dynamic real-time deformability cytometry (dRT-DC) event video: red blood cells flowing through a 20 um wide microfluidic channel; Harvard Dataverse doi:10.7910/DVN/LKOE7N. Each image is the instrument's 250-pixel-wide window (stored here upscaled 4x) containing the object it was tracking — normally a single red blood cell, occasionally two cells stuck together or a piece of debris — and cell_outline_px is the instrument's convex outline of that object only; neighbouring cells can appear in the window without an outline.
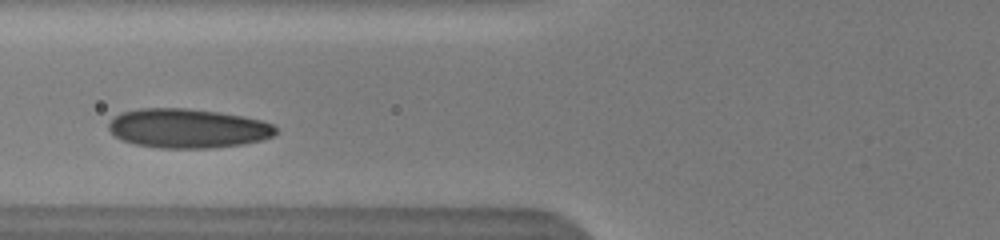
{"species": "human", "species_latin": "Homo sapiens", "temperature_condition": "warm", "stored_images_in_passage": 6, "camera_frame_rate_fps": 3000, "um_per_image_px": 0.085, "donor": {"sex": "male"}, "frame": {"image": 1, "passage_image": 5, "time_ms": 2.333, "image_size_px": [1000, 240], "cell_outline_px": [[276, 132], [272, 136], [260, 140], [244, 144], [212, 148], [160, 148], [136, 144], [124, 140], [116, 136], [108, 128], [108, 124], [120, 112], [140, 108], [188, 108], [220, 112], [244, 116], [260, 120], [272, 124], [276, 128]], "centroid_in_image_um": [15.96, 10.9], "position_along_channel_um": 109.8, "area_um2": 38.21}}